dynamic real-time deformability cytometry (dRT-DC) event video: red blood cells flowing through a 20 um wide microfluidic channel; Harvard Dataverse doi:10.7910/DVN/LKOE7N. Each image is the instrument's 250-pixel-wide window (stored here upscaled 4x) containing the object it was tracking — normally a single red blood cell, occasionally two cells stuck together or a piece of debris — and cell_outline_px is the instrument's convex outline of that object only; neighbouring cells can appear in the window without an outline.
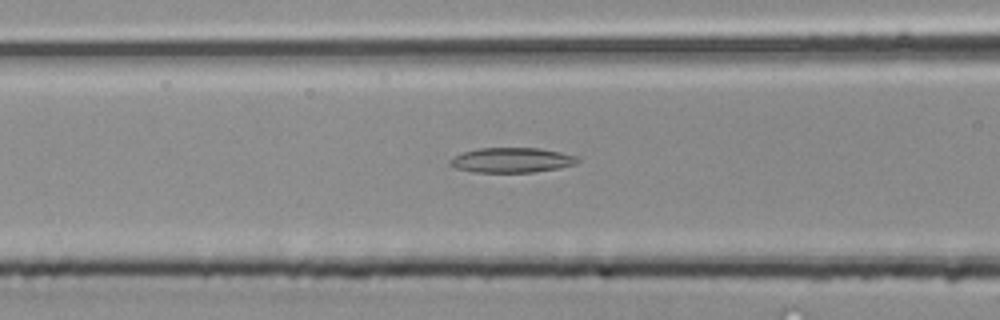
{"species": "common noctule bat (a hibernating species)", "species_latin": "Nyctalus noctula", "temperature_condition": "room temperature", "stored_images_in_passage": 31, "camera_frame_rate_fps": 3000, "um_per_image_px": 0.085, "animal": {"sex": "male", "body_mass_g": 20.4}, "frame": {"image": 1, "passage_image": 4, "time_ms": 1.0, "image_size_px": [1000, 320], "cell_outline_px": [[580, 160], [576, 164], [560, 168], [536, 172], [472, 172], [456, 168], [448, 164], [448, 160], [464, 152], [480, 148], [540, 148], [560, 152], [576, 156]], "centroid_in_image_um": [43.51, 13.62], "position_along_channel_um": 123.1, "area_um2": 18.55}}
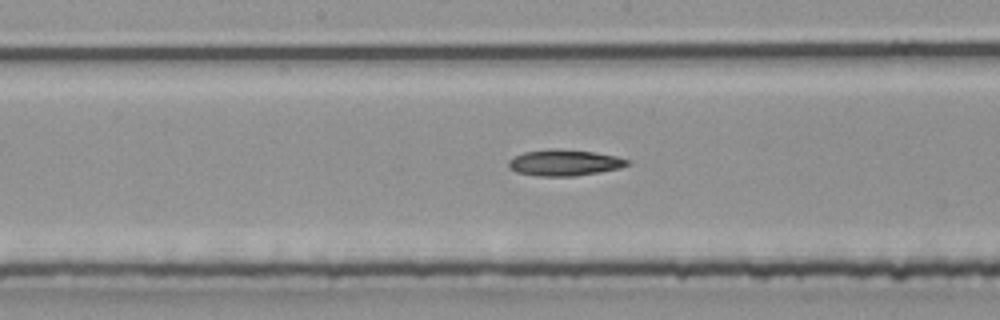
{"frame": {"image": 2, "passage_image": 9, "time_ms": 2.667, "image_size_px": [1000, 320], "cell_outline_px": [[632, 164], [620, 168], [600, 172], [576, 176], [536, 176], [516, 172], [508, 168], [508, 160], [524, 152], [548, 148], [556, 148], [592, 152], [616, 156], [628, 160]], "centroid_in_image_um": [47.96, 13.83], "position_along_channel_um": 200.2, "area_um2": 18.26}}
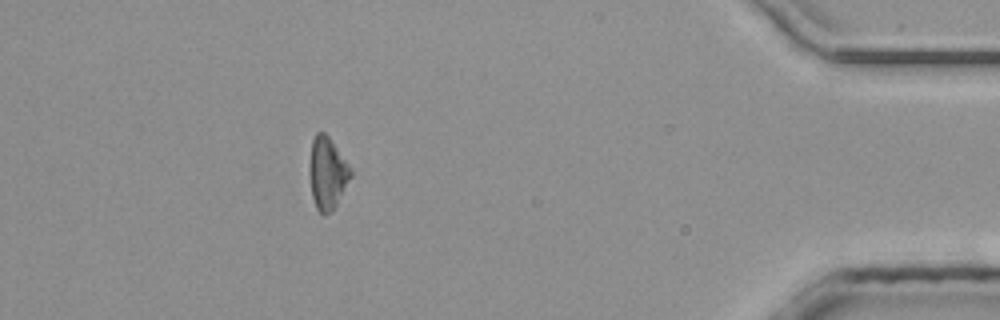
{"frame": {"image": 3, "passage_image": 26, "time_ms": 8.333, "image_size_px": [1000, 320], "cell_outline_px": [[352, 176], [336, 204], [324, 216], [316, 208], [312, 196], [308, 176], [308, 164], [312, 140], [316, 132], [324, 132], [328, 136], [352, 168]], "centroid_in_image_um": [27.79, 14.69], "position_along_channel_um": 407.4, "area_um2": 17.46}}